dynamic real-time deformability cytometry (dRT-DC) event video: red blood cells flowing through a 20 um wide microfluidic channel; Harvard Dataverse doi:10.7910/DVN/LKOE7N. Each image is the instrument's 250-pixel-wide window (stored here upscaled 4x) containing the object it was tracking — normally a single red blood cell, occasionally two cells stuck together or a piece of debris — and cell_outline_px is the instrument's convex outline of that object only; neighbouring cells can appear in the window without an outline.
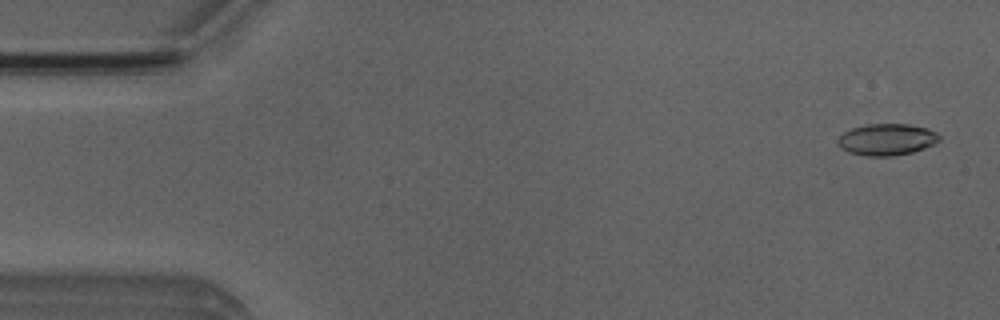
{"species": "Egyptian fruit bat (a non-hibernating species)", "species_latin": "Rousettus aegyptiacus", "temperature_condition": "room temperature", "stored_images_in_passage": 12, "camera_frame_rate_fps": 3000, "um_per_image_px": 0.085, "animal": {"sex": "male"}, "frame": {"image": 1, "passage_image": 2, "time_ms": 0.333, "image_size_px": [1000, 320], "cell_outline_px": [[940, 140], [936, 144], [912, 152], [892, 156], [864, 156], [848, 152], [840, 148], [836, 140], [844, 132], [852, 128], [868, 124], [908, 124], [928, 128], [936, 132], [940, 136]], "centroid_in_image_um": [75.38, 11.86], "position_along_channel_um": 9.6, "area_um2": 18.84}}